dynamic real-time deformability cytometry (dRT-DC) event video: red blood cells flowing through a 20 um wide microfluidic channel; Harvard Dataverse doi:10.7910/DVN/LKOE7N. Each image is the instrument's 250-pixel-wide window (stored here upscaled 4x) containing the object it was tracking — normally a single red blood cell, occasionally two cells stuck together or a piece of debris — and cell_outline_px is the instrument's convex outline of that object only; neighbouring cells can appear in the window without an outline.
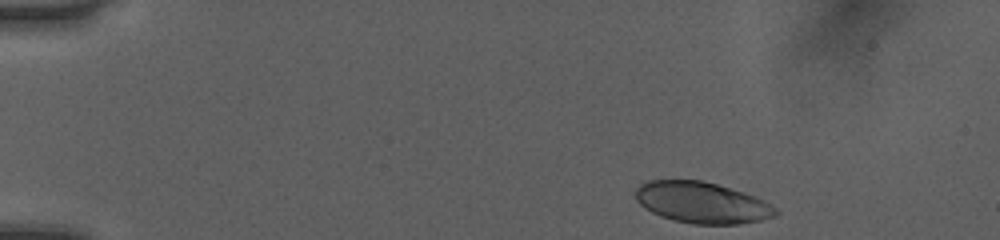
{"species": "human", "species_latin": "Homo sapiens", "temperature_condition": "room temperature", "stored_images_in_passage": 44, "camera_frame_rate_fps": 3000, "um_per_image_px": 0.085, "donor": {"sex": "female"}, "frame": {"image": 1, "passage_image": 1, "time_ms": 0.0, "image_size_px": [1000, 240], "cell_outline_px": [[780, 212], [776, 216], [760, 220], [736, 224], [692, 224], [660, 216], [644, 208], [636, 200], [636, 188], [640, 184], [648, 180], [700, 180], [716, 184], [752, 196], [776, 208]], "centroid_in_image_um": [59.61, 17.22], "position_along_channel_um": 25.4, "area_um2": 33.18}}
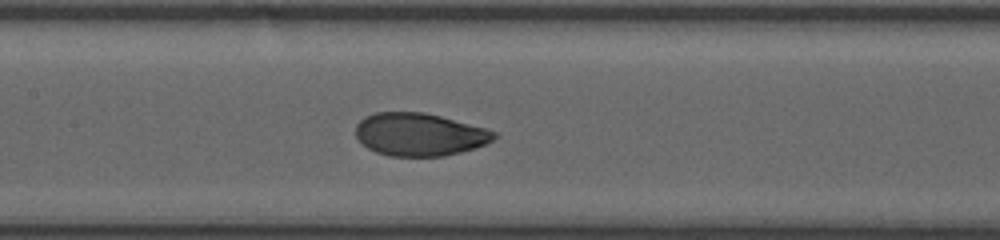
{"frame": {"image": 2, "passage_image": 19, "time_ms": 6.0, "image_size_px": [1000, 240], "cell_outline_px": [[496, 136], [492, 140], [484, 144], [460, 152], [444, 156], [388, 156], [376, 152], [368, 148], [356, 136], [356, 124], [364, 116], [376, 112], [424, 112], [440, 116], [484, 128], [496, 132]], "centroid_in_image_um": [35.61, 11.42], "position_along_channel_um": 171.8, "area_um2": 34.22}}
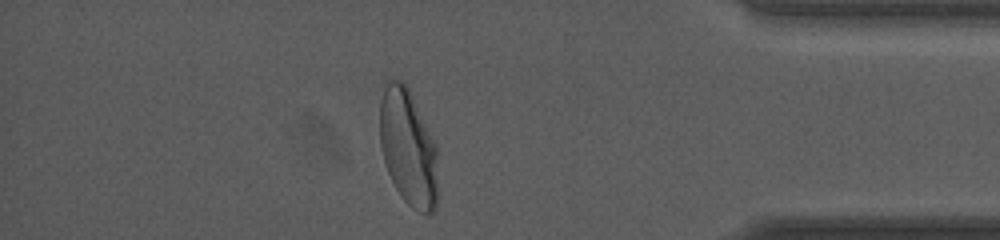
{"frame": {"image": 3, "passage_image": 38, "time_ms": 12.333, "image_size_px": [1000, 240], "cell_outline_px": [[436, 208], [432, 212], [420, 212], [412, 208], [400, 196], [388, 172], [384, 160], [380, 144], [380, 104], [384, 88], [388, 80], [404, 80], [436, 144]], "centroid_in_image_um": [34.67, 12.54], "position_along_channel_um": 400.5, "area_um2": 38.9}, "authors_computed_cell_mechanics": {"area_um2": 35.0268, "velocity_mm_per_s": 4.0546, "shape_relaxation_time_tau1_ms": 3.1596, "shape_relaxation_time_tau2_ms": null, "deformation_change_tau1": 0.1372, "deformation_change_tau2": null}}